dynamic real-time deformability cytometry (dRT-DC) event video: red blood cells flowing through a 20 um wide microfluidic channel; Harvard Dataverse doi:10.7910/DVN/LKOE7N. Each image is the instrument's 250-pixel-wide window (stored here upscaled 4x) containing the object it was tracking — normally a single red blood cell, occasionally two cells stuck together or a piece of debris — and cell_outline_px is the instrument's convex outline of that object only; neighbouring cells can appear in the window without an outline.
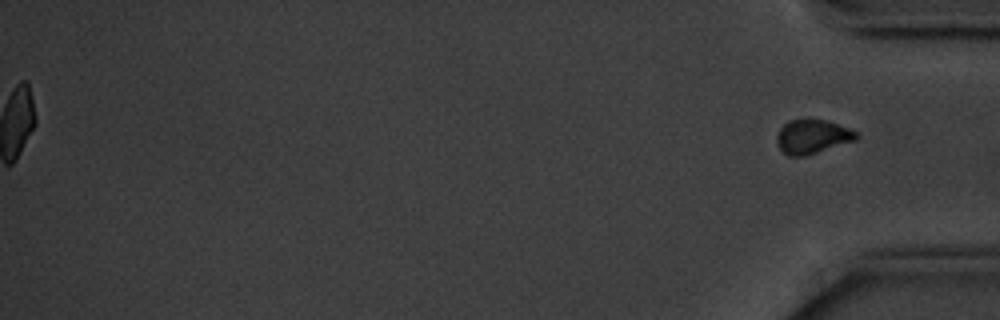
{"species": "common noctule bat (a hibernating species)", "species_latin": "Nyctalus noctula", "temperature_condition": "cold", "stored_images_in_passage": 41, "segment_of_instrument_passage": [2, 2], "camera_frame_rate_fps": 3000, "um_per_image_px": 0.085, "animal": {"sex": "male", "body_mass_g": 20.1, "forearm_length_mm": 53.5}, "frame": {"image": 1, "passage_image": 41, "time_ms": 13.333, "image_size_px": [1000, 320], "cell_outline_px": [[860, 136], [856, 140], [804, 156], [788, 156], [776, 144], [776, 132], [788, 120], [804, 116], [828, 120], [848, 128], [856, 132]], "centroid_in_image_um": [69.01, 11.56], "position_along_channel_um": 366.2, "area_um2": 16.3}}